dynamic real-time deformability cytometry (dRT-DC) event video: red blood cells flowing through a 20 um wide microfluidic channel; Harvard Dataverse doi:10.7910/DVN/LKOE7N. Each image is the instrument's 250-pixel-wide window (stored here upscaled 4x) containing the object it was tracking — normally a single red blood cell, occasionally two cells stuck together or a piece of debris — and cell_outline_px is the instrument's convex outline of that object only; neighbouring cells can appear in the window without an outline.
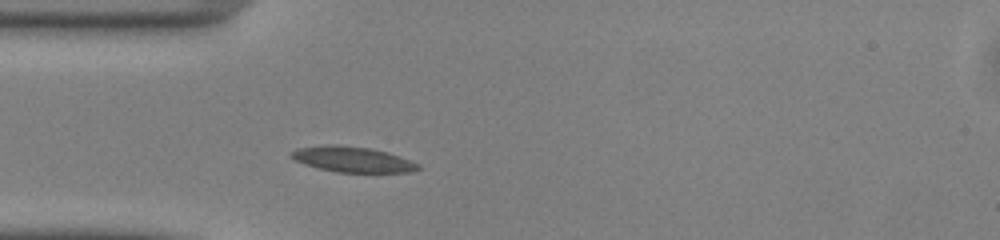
{"species": "common noctule bat (a hibernating species)", "species_latin": "Nyctalus noctula", "temperature_condition": "warm", "stored_images_in_passage": 40, "camera_frame_rate_fps": 3000, "um_per_image_px": 0.085, "animal": {"sex": "male", "body_mass_g": 13.0, "forearm_length_mm": 53.1}, "frame": {"image": 1, "passage_image": 7, "time_ms": 2.0, "image_size_px": [1000, 240], "cell_outline_px": [[420, 168], [412, 172], [336, 172], [304, 164], [288, 156], [288, 152], [296, 148], [332, 144], [336, 144], [368, 148], [388, 152], [400, 156], [420, 164]], "centroid_in_image_um": [29.94, 13.54], "position_along_channel_um": 55.1, "area_um2": 18.9}}
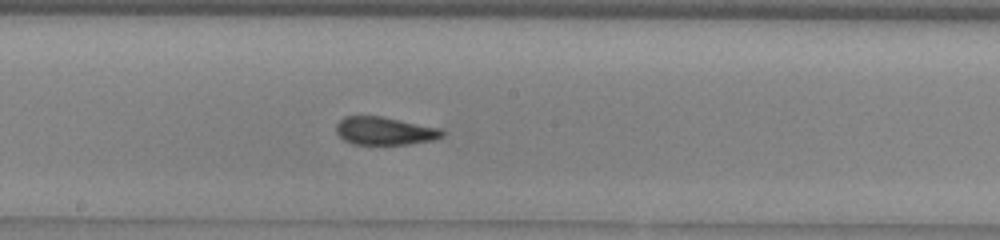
{"frame": {"image": 2, "passage_image": 19, "time_ms": 6.0, "image_size_px": [1000, 240], "cell_outline_px": [[444, 136], [432, 140], [408, 144], [352, 144], [344, 140], [336, 132], [336, 124], [344, 116], [380, 116], [440, 128], [444, 132]], "centroid_in_image_um": [32.68, 11.13], "position_along_channel_um": 215.5, "area_um2": 17.17}}
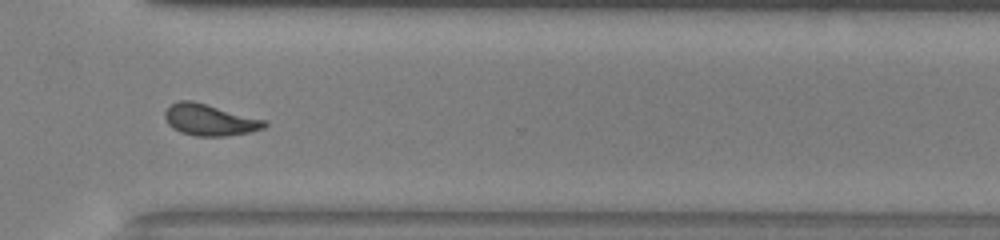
{"frame": {"image": 3, "passage_image": 29, "time_ms": 9.333, "image_size_px": [1000, 240], "cell_outline_px": [[268, 124], [264, 128], [248, 132], [224, 136], [196, 136], [180, 132], [172, 128], [168, 124], [164, 116], [164, 112], [172, 104], [180, 100], [192, 100], [264, 120]], "centroid_in_image_um": [17.78, 10.19], "position_along_channel_um": 352.8, "area_um2": 17.98}, "authors_computed_cell_mechanics": {"area_um2": 17.7735, "velocity_mm_per_s": 4.1095, "shape_relaxation_time_tau1_ms": 3.8521, "shape_relaxation_time_tau2_ms": 1.1696, "deformation_change_tau1": 0.1399, "deformation_change_tau2": 0.0675}}